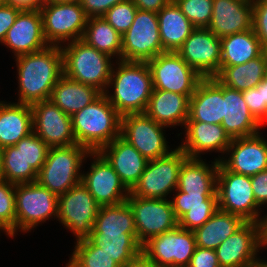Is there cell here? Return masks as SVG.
Here are the masks:
<instances>
[{
  "mask_svg": "<svg viewBox=\"0 0 267 267\" xmlns=\"http://www.w3.org/2000/svg\"><path fill=\"white\" fill-rule=\"evenodd\" d=\"M91 232L105 234L137 233L133 212L128 203L101 206Z\"/></svg>",
  "mask_w": 267,
  "mask_h": 267,
  "instance_id": "cell-38",
  "label": "cell"
},
{
  "mask_svg": "<svg viewBox=\"0 0 267 267\" xmlns=\"http://www.w3.org/2000/svg\"><path fill=\"white\" fill-rule=\"evenodd\" d=\"M185 141L179 147L188 158H202L208 152H219L224 155L230 146L231 138L221 124H208L204 122L186 121Z\"/></svg>",
  "mask_w": 267,
  "mask_h": 267,
  "instance_id": "cell-22",
  "label": "cell"
},
{
  "mask_svg": "<svg viewBox=\"0 0 267 267\" xmlns=\"http://www.w3.org/2000/svg\"><path fill=\"white\" fill-rule=\"evenodd\" d=\"M223 118V84L215 77L203 78L190 97L187 121L221 124Z\"/></svg>",
  "mask_w": 267,
  "mask_h": 267,
  "instance_id": "cell-26",
  "label": "cell"
},
{
  "mask_svg": "<svg viewBox=\"0 0 267 267\" xmlns=\"http://www.w3.org/2000/svg\"><path fill=\"white\" fill-rule=\"evenodd\" d=\"M245 223L246 221L242 217L218 209L201 227L194 231L196 246L215 250Z\"/></svg>",
  "mask_w": 267,
  "mask_h": 267,
  "instance_id": "cell-33",
  "label": "cell"
},
{
  "mask_svg": "<svg viewBox=\"0 0 267 267\" xmlns=\"http://www.w3.org/2000/svg\"><path fill=\"white\" fill-rule=\"evenodd\" d=\"M203 78L214 77L220 69V39L208 28H195L177 51Z\"/></svg>",
  "mask_w": 267,
  "mask_h": 267,
  "instance_id": "cell-19",
  "label": "cell"
},
{
  "mask_svg": "<svg viewBox=\"0 0 267 267\" xmlns=\"http://www.w3.org/2000/svg\"><path fill=\"white\" fill-rule=\"evenodd\" d=\"M190 98L175 92L153 89L145 114L167 127H185L189 117Z\"/></svg>",
  "mask_w": 267,
  "mask_h": 267,
  "instance_id": "cell-28",
  "label": "cell"
},
{
  "mask_svg": "<svg viewBox=\"0 0 267 267\" xmlns=\"http://www.w3.org/2000/svg\"><path fill=\"white\" fill-rule=\"evenodd\" d=\"M249 267H259V260L256 264L252 265V266H249Z\"/></svg>",
  "mask_w": 267,
  "mask_h": 267,
  "instance_id": "cell-59",
  "label": "cell"
},
{
  "mask_svg": "<svg viewBox=\"0 0 267 267\" xmlns=\"http://www.w3.org/2000/svg\"><path fill=\"white\" fill-rule=\"evenodd\" d=\"M30 106L33 115V132L49 147L76 144L71 116L50 100L39 101Z\"/></svg>",
  "mask_w": 267,
  "mask_h": 267,
  "instance_id": "cell-20",
  "label": "cell"
},
{
  "mask_svg": "<svg viewBox=\"0 0 267 267\" xmlns=\"http://www.w3.org/2000/svg\"><path fill=\"white\" fill-rule=\"evenodd\" d=\"M137 9L158 13L170 0H132Z\"/></svg>",
  "mask_w": 267,
  "mask_h": 267,
  "instance_id": "cell-51",
  "label": "cell"
},
{
  "mask_svg": "<svg viewBox=\"0 0 267 267\" xmlns=\"http://www.w3.org/2000/svg\"><path fill=\"white\" fill-rule=\"evenodd\" d=\"M187 158L184 151L176 146L169 154L148 160L130 194L140 198L169 199L167 197L177 189L181 165Z\"/></svg>",
  "mask_w": 267,
  "mask_h": 267,
  "instance_id": "cell-7",
  "label": "cell"
},
{
  "mask_svg": "<svg viewBox=\"0 0 267 267\" xmlns=\"http://www.w3.org/2000/svg\"><path fill=\"white\" fill-rule=\"evenodd\" d=\"M71 119L76 144L90 152H98L120 136L121 115L104 94L76 112Z\"/></svg>",
  "mask_w": 267,
  "mask_h": 267,
  "instance_id": "cell-3",
  "label": "cell"
},
{
  "mask_svg": "<svg viewBox=\"0 0 267 267\" xmlns=\"http://www.w3.org/2000/svg\"><path fill=\"white\" fill-rule=\"evenodd\" d=\"M265 219L263 222V242H264V248L267 247V214L264 215Z\"/></svg>",
  "mask_w": 267,
  "mask_h": 267,
  "instance_id": "cell-55",
  "label": "cell"
},
{
  "mask_svg": "<svg viewBox=\"0 0 267 267\" xmlns=\"http://www.w3.org/2000/svg\"><path fill=\"white\" fill-rule=\"evenodd\" d=\"M137 7L132 0H125L110 8L102 17L122 36L132 25Z\"/></svg>",
  "mask_w": 267,
  "mask_h": 267,
  "instance_id": "cell-44",
  "label": "cell"
},
{
  "mask_svg": "<svg viewBox=\"0 0 267 267\" xmlns=\"http://www.w3.org/2000/svg\"><path fill=\"white\" fill-rule=\"evenodd\" d=\"M224 118L222 127L231 139L259 133L262 125L250 113L242 92L223 85Z\"/></svg>",
  "mask_w": 267,
  "mask_h": 267,
  "instance_id": "cell-27",
  "label": "cell"
},
{
  "mask_svg": "<svg viewBox=\"0 0 267 267\" xmlns=\"http://www.w3.org/2000/svg\"><path fill=\"white\" fill-rule=\"evenodd\" d=\"M22 152L23 158L37 173L46 161L49 146L34 132L14 145Z\"/></svg>",
  "mask_w": 267,
  "mask_h": 267,
  "instance_id": "cell-42",
  "label": "cell"
},
{
  "mask_svg": "<svg viewBox=\"0 0 267 267\" xmlns=\"http://www.w3.org/2000/svg\"><path fill=\"white\" fill-rule=\"evenodd\" d=\"M157 17L164 52H177L195 27L175 2H169Z\"/></svg>",
  "mask_w": 267,
  "mask_h": 267,
  "instance_id": "cell-32",
  "label": "cell"
},
{
  "mask_svg": "<svg viewBox=\"0 0 267 267\" xmlns=\"http://www.w3.org/2000/svg\"><path fill=\"white\" fill-rule=\"evenodd\" d=\"M166 128L145 113L126 114L121 116L120 136L147 160H153L172 151L165 138Z\"/></svg>",
  "mask_w": 267,
  "mask_h": 267,
  "instance_id": "cell-14",
  "label": "cell"
},
{
  "mask_svg": "<svg viewBox=\"0 0 267 267\" xmlns=\"http://www.w3.org/2000/svg\"><path fill=\"white\" fill-rule=\"evenodd\" d=\"M115 61L107 90L103 94L121 116L145 113L153 91L148 63ZM109 88H113L114 92H110Z\"/></svg>",
  "mask_w": 267,
  "mask_h": 267,
  "instance_id": "cell-2",
  "label": "cell"
},
{
  "mask_svg": "<svg viewBox=\"0 0 267 267\" xmlns=\"http://www.w3.org/2000/svg\"><path fill=\"white\" fill-rule=\"evenodd\" d=\"M63 45L60 46L63 54V74L76 82L96 87L104 93L114 65L112 57L98 51L82 39Z\"/></svg>",
  "mask_w": 267,
  "mask_h": 267,
  "instance_id": "cell-4",
  "label": "cell"
},
{
  "mask_svg": "<svg viewBox=\"0 0 267 267\" xmlns=\"http://www.w3.org/2000/svg\"><path fill=\"white\" fill-rule=\"evenodd\" d=\"M0 227L13 238L16 235L15 184L0 181Z\"/></svg>",
  "mask_w": 267,
  "mask_h": 267,
  "instance_id": "cell-41",
  "label": "cell"
},
{
  "mask_svg": "<svg viewBox=\"0 0 267 267\" xmlns=\"http://www.w3.org/2000/svg\"><path fill=\"white\" fill-rule=\"evenodd\" d=\"M79 0H43V4L46 3H55V2H75Z\"/></svg>",
  "mask_w": 267,
  "mask_h": 267,
  "instance_id": "cell-56",
  "label": "cell"
},
{
  "mask_svg": "<svg viewBox=\"0 0 267 267\" xmlns=\"http://www.w3.org/2000/svg\"><path fill=\"white\" fill-rule=\"evenodd\" d=\"M126 202L133 212L137 240L141 246L178 226L170 199L140 198L129 193Z\"/></svg>",
  "mask_w": 267,
  "mask_h": 267,
  "instance_id": "cell-13",
  "label": "cell"
},
{
  "mask_svg": "<svg viewBox=\"0 0 267 267\" xmlns=\"http://www.w3.org/2000/svg\"><path fill=\"white\" fill-rule=\"evenodd\" d=\"M250 180L256 203L261 208L267 204V169L250 176Z\"/></svg>",
  "mask_w": 267,
  "mask_h": 267,
  "instance_id": "cell-49",
  "label": "cell"
},
{
  "mask_svg": "<svg viewBox=\"0 0 267 267\" xmlns=\"http://www.w3.org/2000/svg\"><path fill=\"white\" fill-rule=\"evenodd\" d=\"M3 180V172H2V152L0 149V181Z\"/></svg>",
  "mask_w": 267,
  "mask_h": 267,
  "instance_id": "cell-57",
  "label": "cell"
},
{
  "mask_svg": "<svg viewBox=\"0 0 267 267\" xmlns=\"http://www.w3.org/2000/svg\"><path fill=\"white\" fill-rule=\"evenodd\" d=\"M15 209L16 233L25 234L50 218L57 219L58 196L37 181L15 184Z\"/></svg>",
  "mask_w": 267,
  "mask_h": 267,
  "instance_id": "cell-8",
  "label": "cell"
},
{
  "mask_svg": "<svg viewBox=\"0 0 267 267\" xmlns=\"http://www.w3.org/2000/svg\"><path fill=\"white\" fill-rule=\"evenodd\" d=\"M195 28H207L213 13V0H175Z\"/></svg>",
  "mask_w": 267,
  "mask_h": 267,
  "instance_id": "cell-43",
  "label": "cell"
},
{
  "mask_svg": "<svg viewBox=\"0 0 267 267\" xmlns=\"http://www.w3.org/2000/svg\"><path fill=\"white\" fill-rule=\"evenodd\" d=\"M125 0H79L88 18L102 17L110 8Z\"/></svg>",
  "mask_w": 267,
  "mask_h": 267,
  "instance_id": "cell-47",
  "label": "cell"
},
{
  "mask_svg": "<svg viewBox=\"0 0 267 267\" xmlns=\"http://www.w3.org/2000/svg\"><path fill=\"white\" fill-rule=\"evenodd\" d=\"M119 175L121 182L130 191L146 168L148 160L121 136L98 151Z\"/></svg>",
  "mask_w": 267,
  "mask_h": 267,
  "instance_id": "cell-24",
  "label": "cell"
},
{
  "mask_svg": "<svg viewBox=\"0 0 267 267\" xmlns=\"http://www.w3.org/2000/svg\"><path fill=\"white\" fill-rule=\"evenodd\" d=\"M187 267H221L214 249L196 246Z\"/></svg>",
  "mask_w": 267,
  "mask_h": 267,
  "instance_id": "cell-46",
  "label": "cell"
},
{
  "mask_svg": "<svg viewBox=\"0 0 267 267\" xmlns=\"http://www.w3.org/2000/svg\"><path fill=\"white\" fill-rule=\"evenodd\" d=\"M195 248L194 231L177 226L148 240L141 252L157 267H187Z\"/></svg>",
  "mask_w": 267,
  "mask_h": 267,
  "instance_id": "cell-15",
  "label": "cell"
},
{
  "mask_svg": "<svg viewBox=\"0 0 267 267\" xmlns=\"http://www.w3.org/2000/svg\"><path fill=\"white\" fill-rule=\"evenodd\" d=\"M33 132L29 104L0 101V149L14 146Z\"/></svg>",
  "mask_w": 267,
  "mask_h": 267,
  "instance_id": "cell-30",
  "label": "cell"
},
{
  "mask_svg": "<svg viewBox=\"0 0 267 267\" xmlns=\"http://www.w3.org/2000/svg\"><path fill=\"white\" fill-rule=\"evenodd\" d=\"M153 89L175 92L189 98L203 77L177 52H163L149 60Z\"/></svg>",
  "mask_w": 267,
  "mask_h": 267,
  "instance_id": "cell-12",
  "label": "cell"
},
{
  "mask_svg": "<svg viewBox=\"0 0 267 267\" xmlns=\"http://www.w3.org/2000/svg\"><path fill=\"white\" fill-rule=\"evenodd\" d=\"M262 248L263 223L246 222L215 251L221 267H249L258 262Z\"/></svg>",
  "mask_w": 267,
  "mask_h": 267,
  "instance_id": "cell-16",
  "label": "cell"
},
{
  "mask_svg": "<svg viewBox=\"0 0 267 267\" xmlns=\"http://www.w3.org/2000/svg\"><path fill=\"white\" fill-rule=\"evenodd\" d=\"M103 93L96 87L60 77L52 89L49 100L69 116L90 105Z\"/></svg>",
  "mask_w": 267,
  "mask_h": 267,
  "instance_id": "cell-31",
  "label": "cell"
},
{
  "mask_svg": "<svg viewBox=\"0 0 267 267\" xmlns=\"http://www.w3.org/2000/svg\"><path fill=\"white\" fill-rule=\"evenodd\" d=\"M3 179L8 182L31 183L37 180L38 173L26 163L23 154L15 146L1 149Z\"/></svg>",
  "mask_w": 267,
  "mask_h": 267,
  "instance_id": "cell-39",
  "label": "cell"
},
{
  "mask_svg": "<svg viewBox=\"0 0 267 267\" xmlns=\"http://www.w3.org/2000/svg\"><path fill=\"white\" fill-rule=\"evenodd\" d=\"M259 132L255 135L233 138L224 156L214 158L227 170L253 176L267 169V140Z\"/></svg>",
  "mask_w": 267,
  "mask_h": 267,
  "instance_id": "cell-18",
  "label": "cell"
},
{
  "mask_svg": "<svg viewBox=\"0 0 267 267\" xmlns=\"http://www.w3.org/2000/svg\"><path fill=\"white\" fill-rule=\"evenodd\" d=\"M243 99L246 102L250 113L262 125V97L261 86L258 84L254 88L242 92Z\"/></svg>",
  "mask_w": 267,
  "mask_h": 267,
  "instance_id": "cell-48",
  "label": "cell"
},
{
  "mask_svg": "<svg viewBox=\"0 0 267 267\" xmlns=\"http://www.w3.org/2000/svg\"><path fill=\"white\" fill-rule=\"evenodd\" d=\"M171 204L178 226L190 231L201 227L219 208L217 194H188L175 190Z\"/></svg>",
  "mask_w": 267,
  "mask_h": 267,
  "instance_id": "cell-25",
  "label": "cell"
},
{
  "mask_svg": "<svg viewBox=\"0 0 267 267\" xmlns=\"http://www.w3.org/2000/svg\"><path fill=\"white\" fill-rule=\"evenodd\" d=\"M89 153L86 147L78 144L50 147L36 181L57 196L68 192L81 182L82 163Z\"/></svg>",
  "mask_w": 267,
  "mask_h": 267,
  "instance_id": "cell-5",
  "label": "cell"
},
{
  "mask_svg": "<svg viewBox=\"0 0 267 267\" xmlns=\"http://www.w3.org/2000/svg\"><path fill=\"white\" fill-rule=\"evenodd\" d=\"M259 85L261 86L262 97V126L265 127V125H267V67L264 77Z\"/></svg>",
  "mask_w": 267,
  "mask_h": 267,
  "instance_id": "cell-53",
  "label": "cell"
},
{
  "mask_svg": "<svg viewBox=\"0 0 267 267\" xmlns=\"http://www.w3.org/2000/svg\"><path fill=\"white\" fill-rule=\"evenodd\" d=\"M202 158H187L181 165L177 190L188 194H217L219 161L207 164Z\"/></svg>",
  "mask_w": 267,
  "mask_h": 267,
  "instance_id": "cell-29",
  "label": "cell"
},
{
  "mask_svg": "<svg viewBox=\"0 0 267 267\" xmlns=\"http://www.w3.org/2000/svg\"><path fill=\"white\" fill-rule=\"evenodd\" d=\"M259 267H267V260L259 259Z\"/></svg>",
  "mask_w": 267,
  "mask_h": 267,
  "instance_id": "cell-58",
  "label": "cell"
},
{
  "mask_svg": "<svg viewBox=\"0 0 267 267\" xmlns=\"http://www.w3.org/2000/svg\"><path fill=\"white\" fill-rule=\"evenodd\" d=\"M88 45L121 60L122 36L103 18H88L82 37Z\"/></svg>",
  "mask_w": 267,
  "mask_h": 267,
  "instance_id": "cell-37",
  "label": "cell"
},
{
  "mask_svg": "<svg viewBox=\"0 0 267 267\" xmlns=\"http://www.w3.org/2000/svg\"><path fill=\"white\" fill-rule=\"evenodd\" d=\"M87 239L100 247L121 267L141 252L137 233L105 234L91 232Z\"/></svg>",
  "mask_w": 267,
  "mask_h": 267,
  "instance_id": "cell-36",
  "label": "cell"
},
{
  "mask_svg": "<svg viewBox=\"0 0 267 267\" xmlns=\"http://www.w3.org/2000/svg\"><path fill=\"white\" fill-rule=\"evenodd\" d=\"M21 10L4 2L0 4V43L4 41L8 29L14 24Z\"/></svg>",
  "mask_w": 267,
  "mask_h": 267,
  "instance_id": "cell-50",
  "label": "cell"
},
{
  "mask_svg": "<svg viewBox=\"0 0 267 267\" xmlns=\"http://www.w3.org/2000/svg\"><path fill=\"white\" fill-rule=\"evenodd\" d=\"M92 162L89 171L82 172L81 182L100 206L125 202L130 191L121 182L119 175L99 152H90Z\"/></svg>",
  "mask_w": 267,
  "mask_h": 267,
  "instance_id": "cell-17",
  "label": "cell"
},
{
  "mask_svg": "<svg viewBox=\"0 0 267 267\" xmlns=\"http://www.w3.org/2000/svg\"><path fill=\"white\" fill-rule=\"evenodd\" d=\"M2 44L10 48L15 57L49 46L44 36L40 10L20 11Z\"/></svg>",
  "mask_w": 267,
  "mask_h": 267,
  "instance_id": "cell-21",
  "label": "cell"
},
{
  "mask_svg": "<svg viewBox=\"0 0 267 267\" xmlns=\"http://www.w3.org/2000/svg\"><path fill=\"white\" fill-rule=\"evenodd\" d=\"M266 67L267 50L244 64L220 67L214 77L221 84L243 92L256 87L262 81Z\"/></svg>",
  "mask_w": 267,
  "mask_h": 267,
  "instance_id": "cell-34",
  "label": "cell"
},
{
  "mask_svg": "<svg viewBox=\"0 0 267 267\" xmlns=\"http://www.w3.org/2000/svg\"><path fill=\"white\" fill-rule=\"evenodd\" d=\"M252 30L267 50V0H252Z\"/></svg>",
  "mask_w": 267,
  "mask_h": 267,
  "instance_id": "cell-45",
  "label": "cell"
},
{
  "mask_svg": "<svg viewBox=\"0 0 267 267\" xmlns=\"http://www.w3.org/2000/svg\"><path fill=\"white\" fill-rule=\"evenodd\" d=\"M15 58L18 75V102L32 105L49 100L55 84L63 75V54L60 46L22 54Z\"/></svg>",
  "mask_w": 267,
  "mask_h": 267,
  "instance_id": "cell-1",
  "label": "cell"
},
{
  "mask_svg": "<svg viewBox=\"0 0 267 267\" xmlns=\"http://www.w3.org/2000/svg\"><path fill=\"white\" fill-rule=\"evenodd\" d=\"M163 52L157 13L137 9L132 25L122 35L121 60L148 62Z\"/></svg>",
  "mask_w": 267,
  "mask_h": 267,
  "instance_id": "cell-10",
  "label": "cell"
},
{
  "mask_svg": "<svg viewBox=\"0 0 267 267\" xmlns=\"http://www.w3.org/2000/svg\"><path fill=\"white\" fill-rule=\"evenodd\" d=\"M121 267H157L150 259L142 252L135 256L132 260L127 261Z\"/></svg>",
  "mask_w": 267,
  "mask_h": 267,
  "instance_id": "cell-54",
  "label": "cell"
},
{
  "mask_svg": "<svg viewBox=\"0 0 267 267\" xmlns=\"http://www.w3.org/2000/svg\"><path fill=\"white\" fill-rule=\"evenodd\" d=\"M75 244L66 267H120L107 253L87 238L78 240Z\"/></svg>",
  "mask_w": 267,
  "mask_h": 267,
  "instance_id": "cell-40",
  "label": "cell"
},
{
  "mask_svg": "<svg viewBox=\"0 0 267 267\" xmlns=\"http://www.w3.org/2000/svg\"><path fill=\"white\" fill-rule=\"evenodd\" d=\"M3 2L21 11L40 10L43 5V0H3Z\"/></svg>",
  "mask_w": 267,
  "mask_h": 267,
  "instance_id": "cell-52",
  "label": "cell"
},
{
  "mask_svg": "<svg viewBox=\"0 0 267 267\" xmlns=\"http://www.w3.org/2000/svg\"><path fill=\"white\" fill-rule=\"evenodd\" d=\"M100 207L80 182L58 195L57 220L74 234L76 241L82 240L90 235Z\"/></svg>",
  "mask_w": 267,
  "mask_h": 267,
  "instance_id": "cell-11",
  "label": "cell"
},
{
  "mask_svg": "<svg viewBox=\"0 0 267 267\" xmlns=\"http://www.w3.org/2000/svg\"><path fill=\"white\" fill-rule=\"evenodd\" d=\"M220 43V67L244 64L266 51L252 29L220 38Z\"/></svg>",
  "mask_w": 267,
  "mask_h": 267,
  "instance_id": "cell-35",
  "label": "cell"
},
{
  "mask_svg": "<svg viewBox=\"0 0 267 267\" xmlns=\"http://www.w3.org/2000/svg\"><path fill=\"white\" fill-rule=\"evenodd\" d=\"M43 32L49 45L61 46L82 39L88 16L79 1L43 4Z\"/></svg>",
  "mask_w": 267,
  "mask_h": 267,
  "instance_id": "cell-9",
  "label": "cell"
},
{
  "mask_svg": "<svg viewBox=\"0 0 267 267\" xmlns=\"http://www.w3.org/2000/svg\"><path fill=\"white\" fill-rule=\"evenodd\" d=\"M252 0H213L208 29L219 39L252 29Z\"/></svg>",
  "mask_w": 267,
  "mask_h": 267,
  "instance_id": "cell-23",
  "label": "cell"
},
{
  "mask_svg": "<svg viewBox=\"0 0 267 267\" xmlns=\"http://www.w3.org/2000/svg\"><path fill=\"white\" fill-rule=\"evenodd\" d=\"M216 192L220 210L236 214L246 222H264L265 216H260L262 210L256 203L250 176L233 173L219 162Z\"/></svg>",
  "mask_w": 267,
  "mask_h": 267,
  "instance_id": "cell-6",
  "label": "cell"
}]
</instances>
